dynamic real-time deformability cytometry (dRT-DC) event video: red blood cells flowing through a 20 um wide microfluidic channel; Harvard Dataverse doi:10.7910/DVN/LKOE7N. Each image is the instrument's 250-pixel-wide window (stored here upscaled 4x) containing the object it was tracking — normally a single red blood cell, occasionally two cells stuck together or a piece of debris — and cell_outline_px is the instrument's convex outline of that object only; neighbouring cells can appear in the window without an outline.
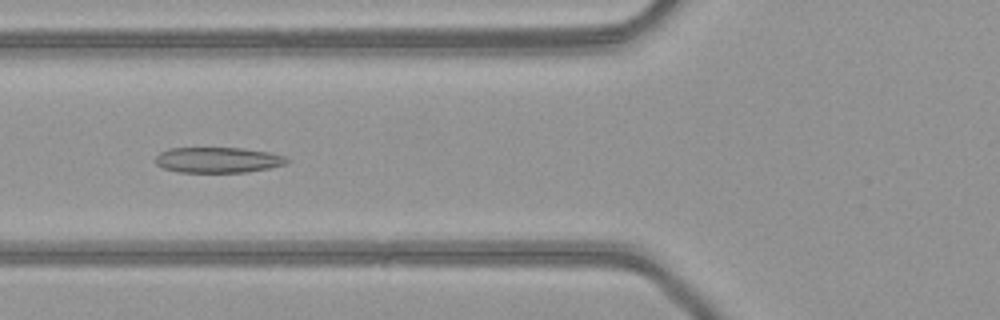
{"species": "common noctule bat (a hibernating species)", "species_latin": "Nyctalus noctula", "temperature_condition": "warm", "stored_images_in_passage": 50, "camera_frame_rate_fps": 3000, "um_per_image_px": 0.085, "animal": {"sex": "female", "body_mass_g": 21.9}, "frame": {"image": 1, "passage_image": 19, "time_ms": 6.0, "image_size_px": [1000, 320], "cell_outline_px": [[292, 160], [284, 164], [268, 168], [248, 172], [180, 172], [164, 168], [156, 164], [156, 156], [160, 152], [168, 148], [244, 148], [268, 152], [288, 156]], "centroid_in_image_um": [18.56, 13.59], "position_along_channel_um": 107.2, "area_um2": 19.65}}
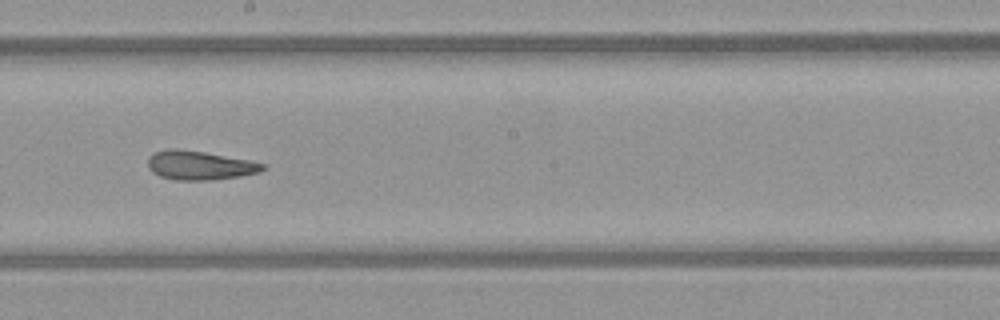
{"frame": {"image": 2, "passage_image": 28, "time_ms": 9.0, "image_size_px": [1000, 320], "cell_outline_px": [[268, 168], [260, 172], [240, 176], [212, 180], [176, 180], [160, 176], [152, 172], [148, 168], [148, 156], [156, 152], [168, 148], [176, 148], [204, 152], [252, 160], [268, 164]], "centroid_in_image_um": [17.02, 14.05], "position_along_channel_um": 231.2, "area_um2": 19.71}}
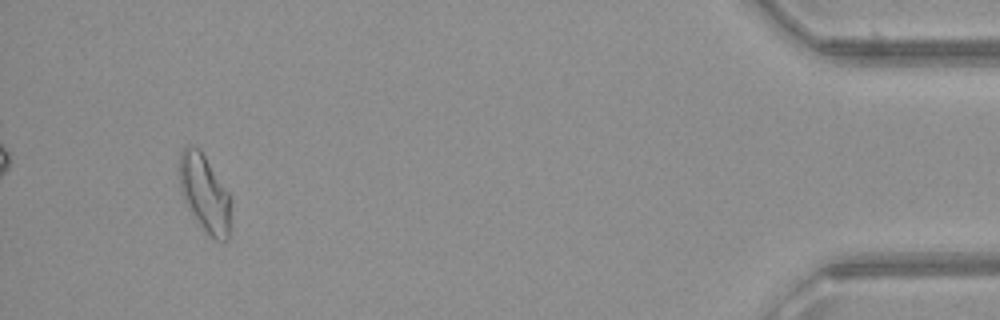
{"frame": {"image": 3, "passage_image": 47, "time_ms": 15.333, "image_size_px": [1000, 320], "cell_outline_px": [[228, 240], [224, 244], [216, 240], [204, 232], [188, 208], [180, 192], [180, 152], [188, 144], [200, 148], [228, 192]], "centroid_in_image_um": [17.35, 16.43], "position_along_channel_um": 417.8, "area_um2": 22.83}, "authors_computed_cell_mechanics": {"area_um2": 21.2126, "velocity_mm_per_s": 4.1036, "shape_relaxation_time_tau1_ms": null, "shape_relaxation_time_tau2_ms": 1.2612, "deformation_change_tau1": null, "deformation_change_tau2": 0.0838}}